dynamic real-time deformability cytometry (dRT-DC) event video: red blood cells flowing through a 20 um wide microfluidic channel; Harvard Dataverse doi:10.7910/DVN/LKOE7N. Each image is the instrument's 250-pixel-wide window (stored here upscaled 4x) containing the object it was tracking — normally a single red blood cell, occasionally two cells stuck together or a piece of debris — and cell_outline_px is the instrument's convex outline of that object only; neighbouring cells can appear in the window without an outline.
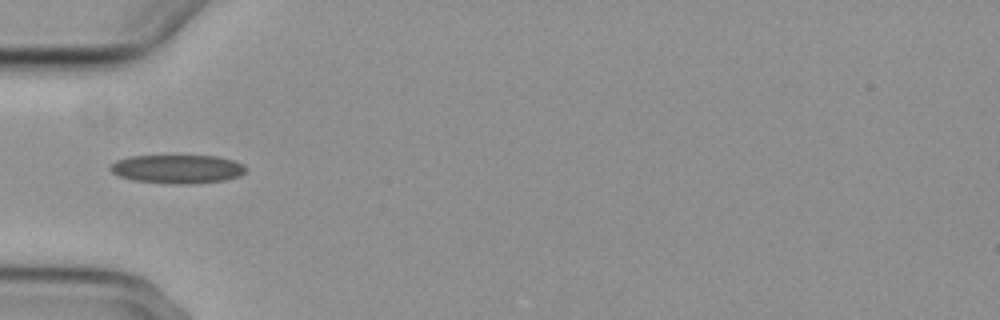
{"species": "common noctule bat (a hibernating species)", "species_latin": "Nyctalus noctula", "temperature_condition": "cold", "stored_images_in_passage": 3, "camera_frame_rate_fps": 3000, "um_per_image_px": 0.085, "animal": {"sex": "female", "body_mass_g": 29.2, "forearm_length_mm": 56.3}, "frame": {"image": 1, "passage_image": 2, "time_ms": 1.333, "image_size_px": [1000, 320], "cell_outline_px": [[248, 168], [240, 176], [224, 180], [192, 184], [172, 184], [132, 180], [120, 176], [112, 172], [108, 168], [116, 160], [128, 156], [216, 156], [232, 160], [244, 164]], "centroid_in_image_um": [15.08, 14.37], "position_along_channel_um": 69.9, "area_um2": 22.72}}
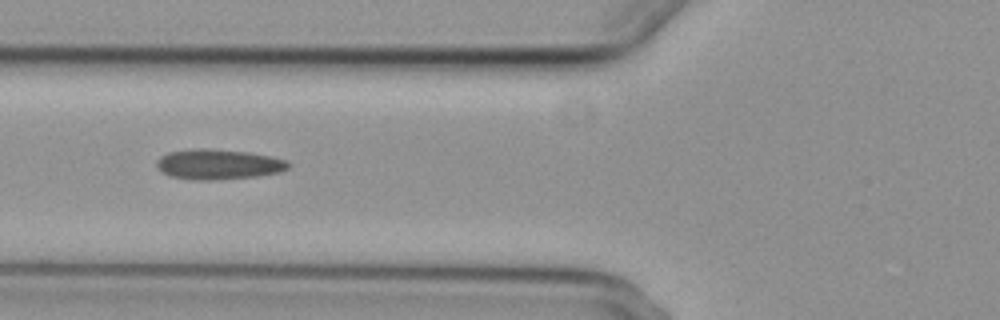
{"frame": {"image": 2, "passage_image": 3, "time_ms": 2.333, "image_size_px": [1000, 320], "cell_outline_px": [[292, 164], [288, 168], [280, 172], [256, 176], [212, 180], [192, 180], [172, 176], [164, 172], [156, 164], [156, 160], [160, 156], [168, 152], [192, 148], [208, 148], [248, 152], [288, 160]], "centroid_in_image_um": [18.57, 13.95], "position_along_channel_um": 107.2, "area_um2": 23.18}}